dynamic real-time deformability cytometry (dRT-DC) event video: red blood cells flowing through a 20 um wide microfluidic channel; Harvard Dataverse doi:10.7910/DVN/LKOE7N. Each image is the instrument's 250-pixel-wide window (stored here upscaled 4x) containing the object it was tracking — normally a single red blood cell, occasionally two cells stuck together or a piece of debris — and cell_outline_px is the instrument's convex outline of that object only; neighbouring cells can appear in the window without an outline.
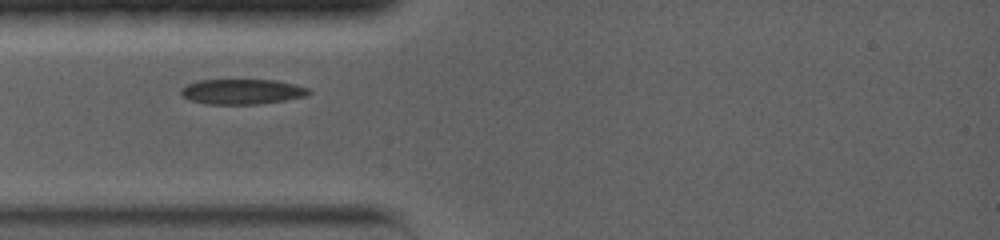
{"species": "common noctule bat (a hibernating species)", "species_latin": "Nyctalus noctula", "temperature_condition": "warm", "stored_images_in_passage": 50, "camera_frame_rate_fps": 5000, "um_per_image_px": 0.085, "animal": {"sex": "female", "body_mass_g": 19.0, "forearm_length_mm": 56.7}, "frame": {"image": 1, "passage_image": 1, "time_ms": 0.0, "image_size_px": [1000, 240], "cell_outline_px": [[312, 92], [304, 96], [284, 100], [260, 104], [204, 104], [188, 100], [180, 92], [180, 88], [196, 80], [276, 80], [296, 84], [308, 88]], "centroid_in_image_um": [20.55, 7.79], "position_along_channel_um": 64.5, "area_um2": 18.84}}
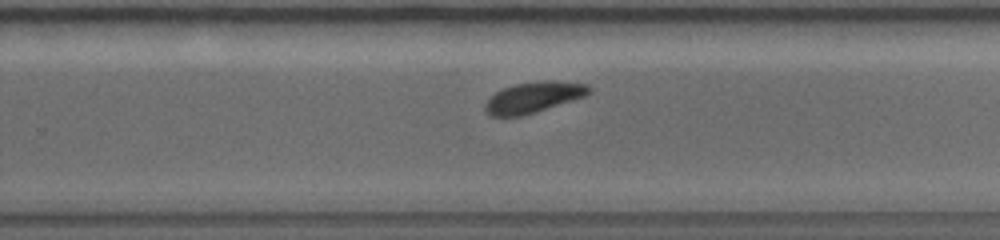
{"frame": {"image": 2, "passage_image": 30, "time_ms": 5.8, "image_size_px": [1000, 240], "cell_outline_px": [[592, 92], [584, 96], [520, 116], [488, 116], [484, 108], [484, 104], [496, 92], [504, 88], [516, 84], [540, 80], [556, 80], [588, 84], [592, 88]], "centroid_in_image_um": [45.36, 8.25], "position_along_channel_um": 284.4, "area_um2": 18.44}}
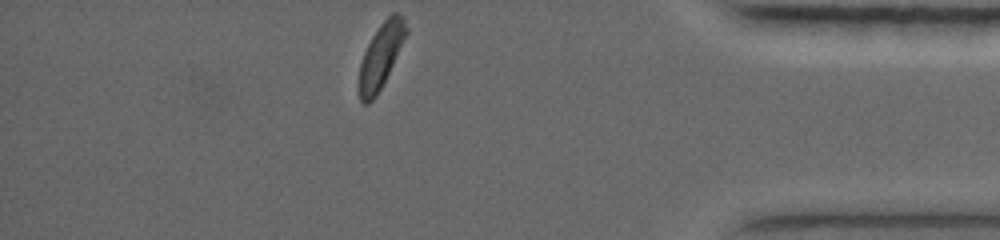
{"frame": {"image": 3, "passage_image": 50, "time_ms": 9.8, "image_size_px": [1000, 240], "cell_outline_px": [[408, 32], [376, 96], [368, 104], [364, 104], [360, 100], [360, 64], [364, 52], [372, 36], [380, 24], [392, 12], [396, 12], [404, 16], [408, 28]], "centroid_in_image_um": [32.39, 4.68], "position_along_channel_um": 402.8, "area_um2": 17.22}}